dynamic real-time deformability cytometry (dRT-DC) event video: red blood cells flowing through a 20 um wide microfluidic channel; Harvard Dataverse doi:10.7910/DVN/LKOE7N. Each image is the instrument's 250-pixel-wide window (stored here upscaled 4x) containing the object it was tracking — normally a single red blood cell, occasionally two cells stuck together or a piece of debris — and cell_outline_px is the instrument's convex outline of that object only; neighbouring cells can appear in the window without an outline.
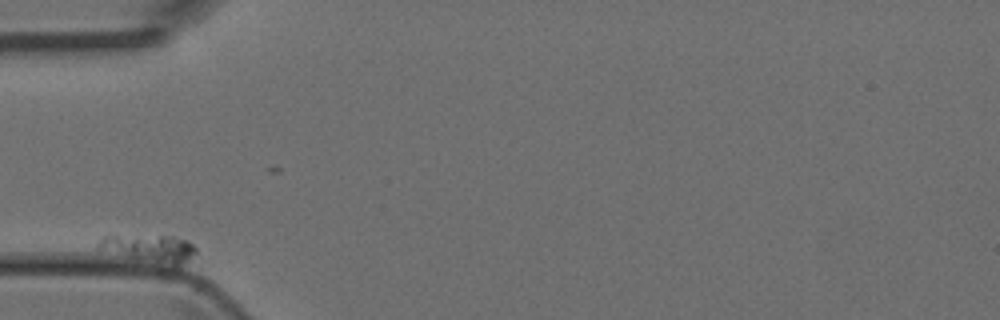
{"species": "Egyptian fruit bat (a non-hibernating species)", "species_latin": "Rousettus aegyptiacus", "temperature_condition": "room temperature", "stored_images_in_passage": 4, "camera_frame_rate_fps": 3000, "um_per_image_px": 0.085, "animal": {"sex": "female"}, "frame": {"image": 1, "passage_image": 1, "time_ms": 0.0, "image_size_px": [1000, 320], "cell_outline_px": [[196, 252], [188, 260], [180, 264], [172, 264], [96, 248], [96, 244], [104, 236], [176, 236], [188, 240], [196, 248]], "centroid_in_image_um": [12.79, 21.04], "position_along_channel_um": 72.2, "area_um2": 14.39}}
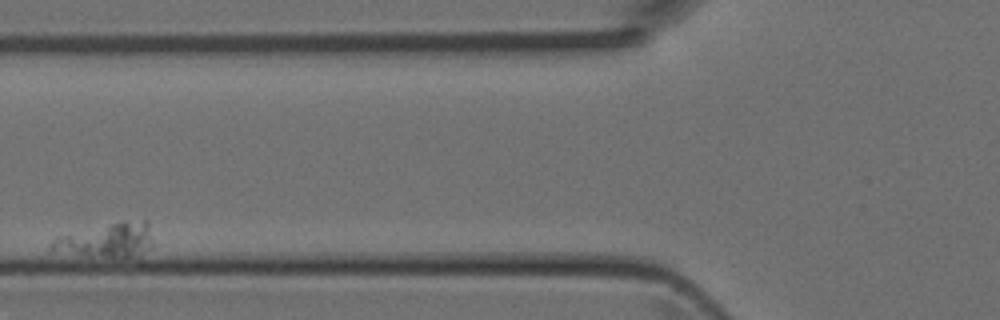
{"frame": {"image": 2, "passage_image": 3, "time_ms": 0.667, "image_size_px": [1000, 320], "cell_outline_px": [[152, 244], [140, 260], [88, 256], [48, 248], [48, 244], [56, 236], [124, 220], [148, 220]], "centroid_in_image_um": [9.18, 20.45], "position_along_channel_um": 116.6, "area_um2": 20.87}}